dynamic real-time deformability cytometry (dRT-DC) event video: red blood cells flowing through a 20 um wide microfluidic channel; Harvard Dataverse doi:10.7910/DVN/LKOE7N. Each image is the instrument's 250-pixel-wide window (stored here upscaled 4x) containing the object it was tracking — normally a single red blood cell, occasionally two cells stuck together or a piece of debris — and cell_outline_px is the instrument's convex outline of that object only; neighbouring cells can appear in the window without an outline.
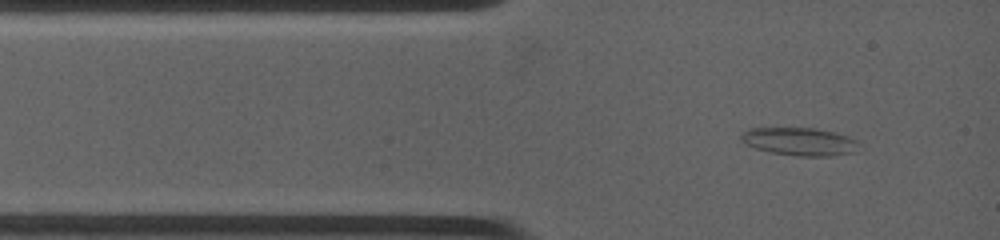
{"species": "common noctule bat (a hibernating species)", "species_latin": "Nyctalus noctula", "temperature_condition": "warm", "stored_images_in_passage": 57, "camera_frame_rate_fps": 4500, "um_per_image_px": 0.085, "animal": {"sex": "female", "body_mass_g": 19.0, "forearm_length_mm": 53.3}, "frame": {"image": 1, "passage_image": 1, "time_ms": 0.0, "image_size_px": [1000, 240], "cell_outline_px": [[856, 140], [852, 152], [832, 156], [796, 156], [772, 152], [756, 148], [744, 144], [740, 140], [740, 136], [748, 128], [816, 128], [848, 136]], "centroid_in_image_um": [67.88, 12.02], "position_along_channel_um": 17.1, "area_um2": 18.84}}
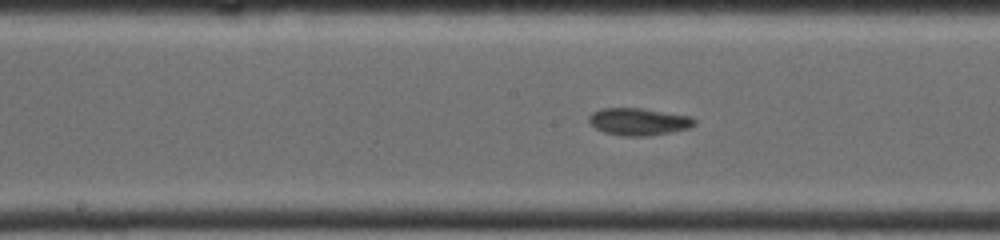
{"frame": {"image": 2, "passage_image": 37, "time_ms": 5.111, "image_size_px": [1000, 240], "cell_outline_px": [[696, 124], [688, 128], [648, 136], [624, 136], [604, 132], [588, 124], [588, 116], [592, 112], [600, 108], [640, 108], [692, 116], [696, 120]], "centroid_in_image_um": [54.25, 10.33], "position_along_channel_um": 194.0, "area_um2": 16.82}}
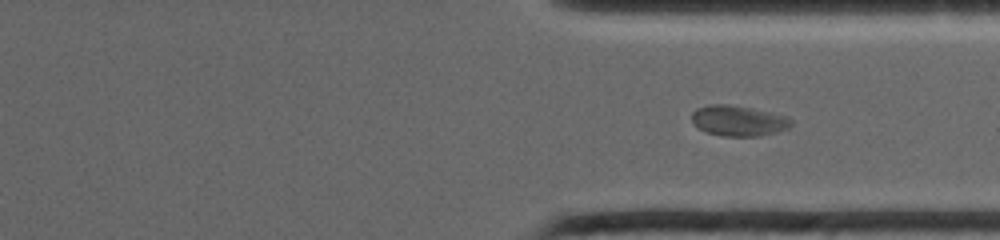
{"frame": {"image": 3, "passage_image": 57, "time_ms": 9.111, "image_size_px": [1000, 240], "cell_outline_px": [[792, 124], [788, 128], [776, 132], [760, 136], [724, 136], [708, 132], [696, 128], [692, 124], [692, 112], [696, 108], [708, 104], [728, 104], [752, 108], [772, 112], [788, 116], [792, 120]], "centroid_in_image_um": [62.75, 10.25], "position_along_channel_um": 348.6, "area_um2": 17.92}}